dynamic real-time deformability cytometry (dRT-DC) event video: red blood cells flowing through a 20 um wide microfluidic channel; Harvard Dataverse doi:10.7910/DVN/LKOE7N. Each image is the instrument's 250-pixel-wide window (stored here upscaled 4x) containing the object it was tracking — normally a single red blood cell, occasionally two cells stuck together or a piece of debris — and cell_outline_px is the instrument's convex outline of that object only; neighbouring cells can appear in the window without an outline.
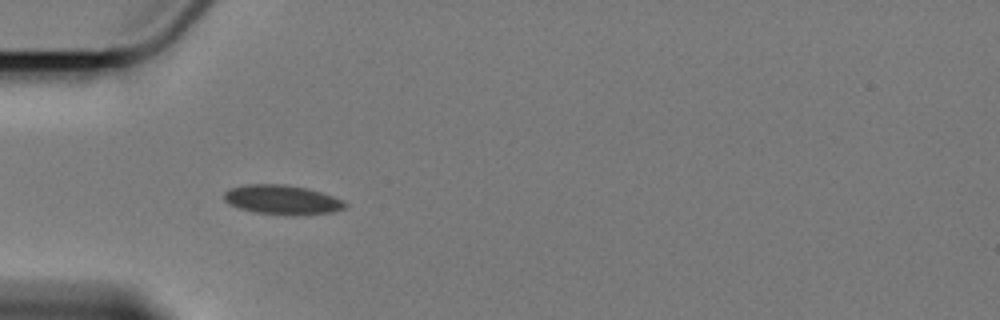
{"species": "Egyptian fruit bat (a non-hibernating species)", "species_latin": "Rousettus aegyptiacus", "temperature_condition": "cold", "stored_images_in_passage": 1, "camera_frame_rate_fps": 3000, "um_per_image_px": 0.085, "animal": {"sex": "female"}, "frame": {"image": 1, "passage_image": 1, "time_ms": 0.0, "image_size_px": [1000, 320], "cell_outline_px": [[348, 204], [344, 208], [332, 212], [296, 216], [256, 212], [240, 208], [228, 204], [224, 200], [224, 192], [228, 188], [244, 184], [284, 184], [308, 188], [332, 196]], "centroid_in_image_um": [23.94, 16.97], "position_along_channel_um": 61.1, "area_um2": 20.81}}